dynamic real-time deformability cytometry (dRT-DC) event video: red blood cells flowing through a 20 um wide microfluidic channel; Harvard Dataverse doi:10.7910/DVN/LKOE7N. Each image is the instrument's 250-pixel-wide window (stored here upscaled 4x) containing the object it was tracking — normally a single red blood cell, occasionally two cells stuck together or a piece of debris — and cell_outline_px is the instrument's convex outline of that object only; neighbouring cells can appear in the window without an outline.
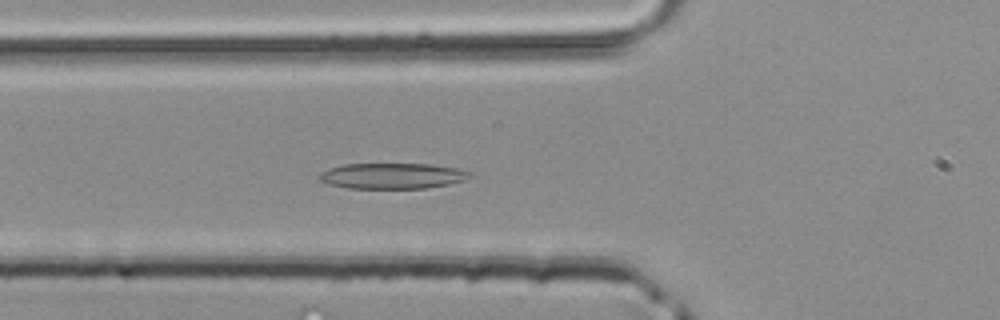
{"species": "common noctule bat (a hibernating species)", "species_latin": "Nyctalus noctula", "temperature_condition": "room temperature", "stored_images_in_passage": 32, "camera_frame_rate_fps": 3000, "um_per_image_px": 0.085, "animal": {"sex": "male", "body_mass_g": 20.4}, "frame": {"image": 1, "passage_image": 7, "time_ms": 2.0, "image_size_px": [1000, 320], "cell_outline_px": [[472, 176], [464, 180], [448, 184], [424, 188], [348, 188], [328, 184], [320, 180], [320, 176], [328, 168], [344, 164], [432, 164], [456, 168], [472, 172]], "centroid_in_image_um": [33.38, 14.94], "position_along_channel_um": 92.4, "area_um2": 22.37}}
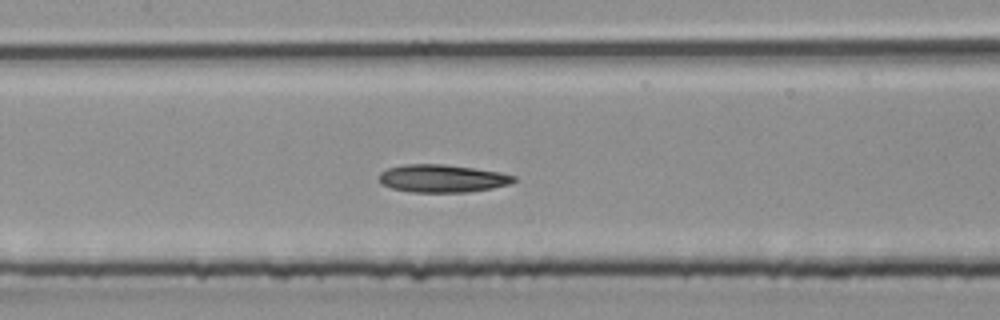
{"frame": {"image": 2, "passage_image": 12, "time_ms": 3.667, "image_size_px": [1000, 320], "cell_outline_px": [[516, 180], [508, 184], [492, 188], [468, 192], [412, 192], [392, 188], [380, 184], [380, 172], [388, 168], [404, 164], [444, 164], [500, 172], [516, 176]], "centroid_in_image_um": [37.58, 15.16], "position_along_channel_um": 169.8, "area_um2": 21.73}}
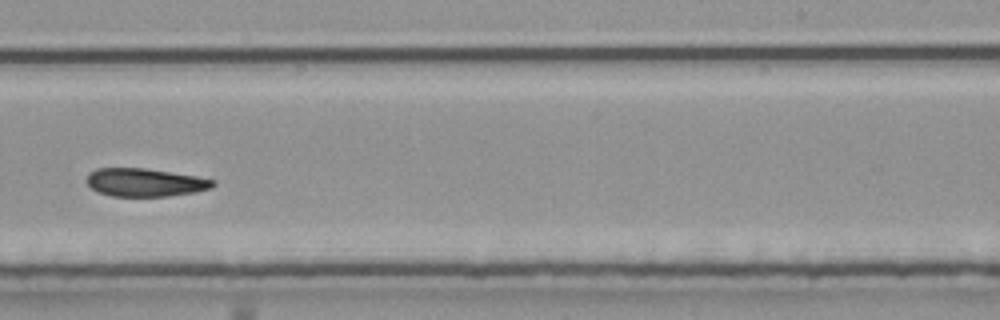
{"frame": {"image": 3, "passage_image": 19, "time_ms": 6.0, "image_size_px": [1000, 320], "cell_outline_px": [[216, 184], [212, 188], [196, 192], [168, 196], [112, 196], [96, 192], [88, 184], [88, 172], [96, 168], [144, 168], [196, 176], [212, 180]], "centroid_in_image_um": [12.31, 15.51], "position_along_channel_um": 276.7, "area_um2": 20.63}}